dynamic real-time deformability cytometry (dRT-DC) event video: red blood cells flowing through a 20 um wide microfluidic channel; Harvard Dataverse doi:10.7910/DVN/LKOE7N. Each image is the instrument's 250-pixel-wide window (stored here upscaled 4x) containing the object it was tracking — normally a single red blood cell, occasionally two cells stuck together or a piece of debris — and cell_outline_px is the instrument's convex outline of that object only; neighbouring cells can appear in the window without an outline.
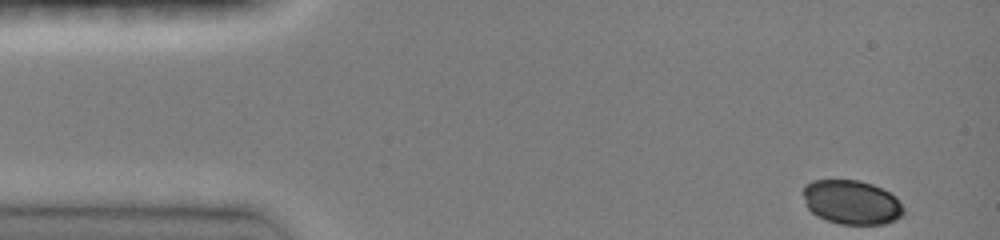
{"species": "common noctule bat (a hibernating species)", "species_latin": "Nyctalus noctula", "temperature_condition": "room temperature", "stored_images_in_passage": 41, "camera_frame_rate_fps": 3000, "um_per_image_px": 0.085, "animal": {"sex": "female", "body_mass_g": 19.0, "forearm_length_mm": 51.5}, "frame": {"image": 1, "passage_image": 1, "time_ms": 0.0, "image_size_px": [1000, 240], "cell_outline_px": [[904, 216], [896, 220], [884, 224], [840, 224], [816, 216], [808, 208], [804, 196], [804, 184], [812, 180], [860, 180], [872, 184], [896, 196], [904, 208]], "centroid_in_image_um": [72.41, 17.19], "position_along_channel_um": 12.6, "area_um2": 25.95}}
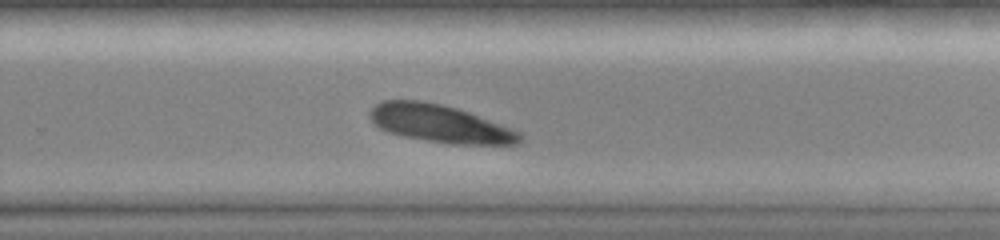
{"frame": {"image": 2, "passage_image": 29, "time_ms": 9.333, "image_size_px": [1000, 240], "cell_outline_px": [[524, 136], [516, 144], [448, 144], [404, 136], [388, 132], [380, 128], [368, 116], [368, 112], [376, 104], [384, 100], [420, 100], [440, 104], [456, 108], [468, 112], [520, 132]], "centroid_in_image_um": [37.36, 10.51], "position_along_channel_um": 292.4, "area_um2": 32.54}}
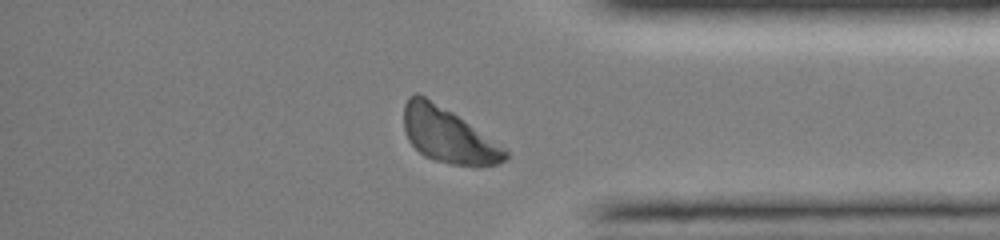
{"frame": {"image": 3, "passage_image": 37, "time_ms": 12.0, "image_size_px": [1000, 240], "cell_outline_px": [[508, 156], [504, 160], [496, 164], [480, 168], [476, 168], [448, 164], [424, 156], [408, 140], [404, 132], [404, 104], [408, 96], [416, 92], [424, 96], [452, 112], [508, 152]], "centroid_in_image_um": [38.04, 11.53], "position_along_channel_um": 397.2, "area_um2": 32.14}}